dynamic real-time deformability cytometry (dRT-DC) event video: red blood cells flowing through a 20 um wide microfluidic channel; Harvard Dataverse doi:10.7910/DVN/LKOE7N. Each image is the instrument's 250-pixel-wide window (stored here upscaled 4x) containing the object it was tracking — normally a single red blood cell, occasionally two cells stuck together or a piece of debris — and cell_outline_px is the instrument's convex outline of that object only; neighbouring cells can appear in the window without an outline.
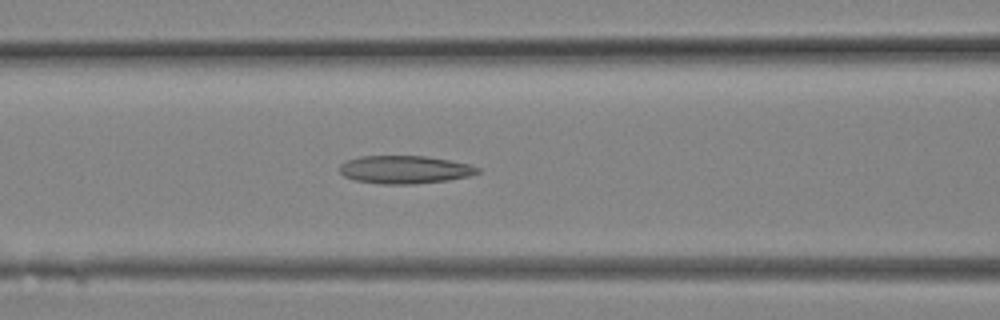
{"species": "Egyptian fruit bat (a non-hibernating species)", "species_latin": "Rousettus aegyptiacus", "temperature_condition": "room temperature", "stored_images_in_passage": 5, "camera_frame_rate_fps": 3000, "um_per_image_px": 0.085, "animal": {"sex": "female"}, "frame": {"image": 1, "passage_image": 5, "time_ms": 1.333, "image_size_px": [1000, 320], "cell_outline_px": [[480, 172], [468, 176], [448, 180], [412, 184], [380, 184], [352, 180], [344, 176], [340, 172], [340, 164], [348, 160], [360, 156], [424, 156], [448, 160], [468, 164], [480, 168]], "centroid_in_image_um": [34.37, 14.42], "position_along_channel_um": 132.2, "area_um2": 22.43}}